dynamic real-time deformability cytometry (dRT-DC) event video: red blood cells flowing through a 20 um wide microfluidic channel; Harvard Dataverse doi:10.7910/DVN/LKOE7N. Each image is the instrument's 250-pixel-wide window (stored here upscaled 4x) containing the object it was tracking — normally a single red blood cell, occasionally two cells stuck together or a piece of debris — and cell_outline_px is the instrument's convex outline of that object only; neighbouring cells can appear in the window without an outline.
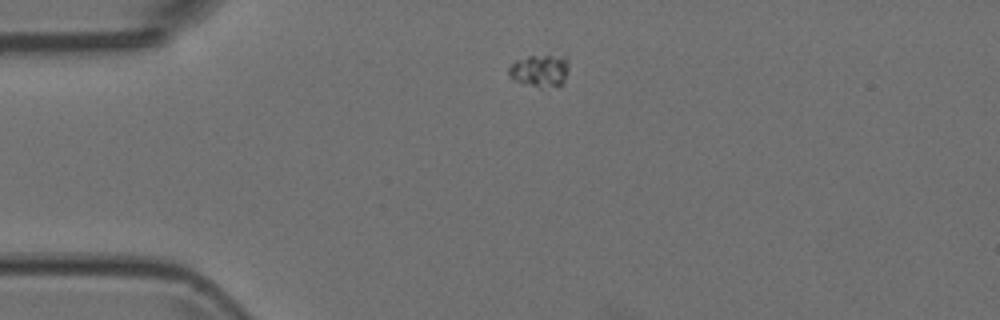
{"species": "Egyptian fruit bat (a non-hibernating species)", "species_latin": "Rousettus aegyptiacus", "temperature_condition": "room temperature", "stored_images_in_passage": 2, "camera_frame_rate_fps": 3000, "um_per_image_px": 0.085, "animal": {"sex": "female"}, "frame": {"image": 1, "passage_image": 1, "time_ms": 0.0, "image_size_px": [1000, 320], "cell_outline_px": [[568, 68], [564, 80], [560, 84], [540, 88], [520, 84], [508, 76], [508, 68], [516, 60], [528, 56], [568, 56]], "centroid_in_image_um": [45.85, 6.01], "position_along_channel_um": 39.2, "area_um2": 11.39}}